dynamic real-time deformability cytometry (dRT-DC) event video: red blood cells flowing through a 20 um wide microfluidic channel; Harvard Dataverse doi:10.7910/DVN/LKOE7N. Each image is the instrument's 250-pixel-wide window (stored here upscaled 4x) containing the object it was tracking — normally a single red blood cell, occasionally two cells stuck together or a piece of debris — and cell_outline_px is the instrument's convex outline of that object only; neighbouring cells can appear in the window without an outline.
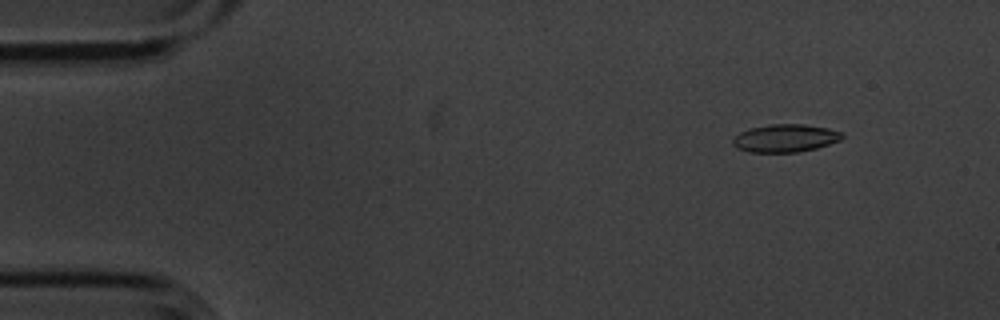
{"species": "common noctule bat (a hibernating species)", "species_latin": "Nyctalus noctula", "temperature_condition": "cold", "stored_images_in_passage": 4, "camera_frame_rate_fps": 3000, "um_per_image_px": 0.085, "animal": {"sex": "male", "body_mass_g": 20.1, "forearm_length_mm": 53.5}, "frame": {"image": 1, "passage_image": 2, "time_ms": 0.333, "image_size_px": [1000, 320], "cell_outline_px": [[844, 136], [840, 140], [816, 148], [796, 152], [748, 152], [736, 148], [732, 144], [732, 140], [740, 132], [752, 128], [772, 124], [804, 124], [828, 128], [844, 132]], "centroid_in_image_um": [66.76, 11.74], "position_along_channel_um": 18.2, "area_um2": 17.69}}